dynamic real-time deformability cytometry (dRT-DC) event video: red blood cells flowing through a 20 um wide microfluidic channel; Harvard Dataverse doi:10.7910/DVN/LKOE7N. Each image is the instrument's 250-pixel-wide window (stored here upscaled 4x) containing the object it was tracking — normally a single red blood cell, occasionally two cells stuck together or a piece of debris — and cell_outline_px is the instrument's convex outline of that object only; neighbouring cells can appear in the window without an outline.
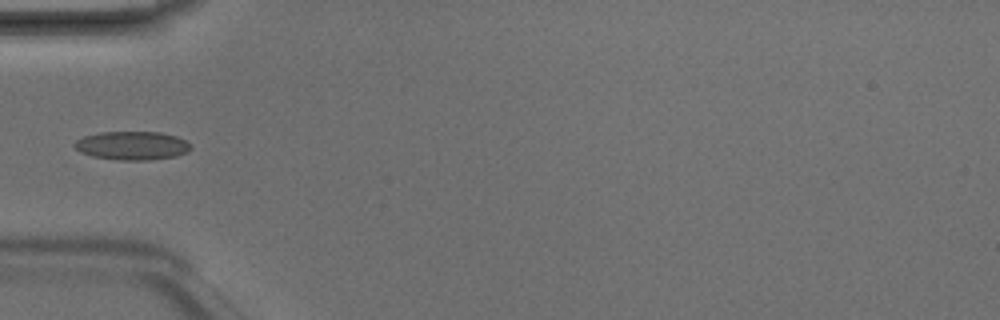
{"species": "Egyptian fruit bat (a non-hibernating species)", "species_latin": "Rousettus aegyptiacus", "temperature_condition": "room temperature", "stored_images_in_passage": 3, "camera_frame_rate_fps": 3000, "um_per_image_px": 0.085, "animal": {"sex": "male"}, "frame": {"image": 1, "passage_image": 3, "time_ms": 0.667, "image_size_px": [1000, 320], "cell_outline_px": [[192, 148], [188, 152], [176, 156], [148, 160], [120, 160], [92, 156], [80, 152], [72, 144], [76, 140], [84, 136], [100, 132], [160, 132], [176, 136], [184, 140]], "centroid_in_image_um": [11.21, 12.37], "position_along_channel_um": 73.8, "area_um2": 19.31}}